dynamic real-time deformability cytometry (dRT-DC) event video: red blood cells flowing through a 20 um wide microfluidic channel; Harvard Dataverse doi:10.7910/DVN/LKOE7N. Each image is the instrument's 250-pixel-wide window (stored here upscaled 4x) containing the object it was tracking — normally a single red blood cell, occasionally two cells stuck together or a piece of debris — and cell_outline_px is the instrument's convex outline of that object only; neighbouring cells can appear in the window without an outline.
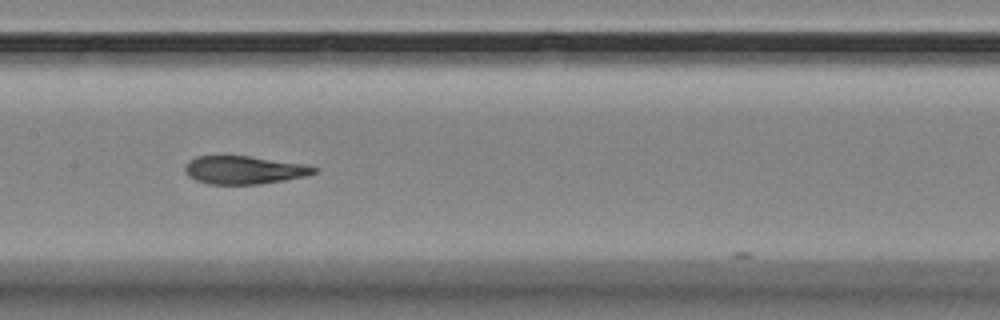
{"species": "Egyptian fruit bat (a non-hibernating species)", "species_latin": "Rousettus aegyptiacus", "temperature_condition": "room temperature", "stored_images_in_passage": 8, "camera_frame_rate_fps": 3000, "um_per_image_px": 0.085, "animal": {"sex": "female"}, "frame": {"image": 1, "passage_image": 7, "time_ms": 7.667, "image_size_px": [1000, 320], "cell_outline_px": [[316, 172], [308, 176], [260, 184], [208, 184], [196, 180], [188, 176], [184, 172], [184, 164], [188, 160], [196, 156], [248, 156], [308, 164], [316, 168]], "centroid_in_image_um": [20.73, 14.44], "position_along_channel_um": 186.7, "area_um2": 21.33}}